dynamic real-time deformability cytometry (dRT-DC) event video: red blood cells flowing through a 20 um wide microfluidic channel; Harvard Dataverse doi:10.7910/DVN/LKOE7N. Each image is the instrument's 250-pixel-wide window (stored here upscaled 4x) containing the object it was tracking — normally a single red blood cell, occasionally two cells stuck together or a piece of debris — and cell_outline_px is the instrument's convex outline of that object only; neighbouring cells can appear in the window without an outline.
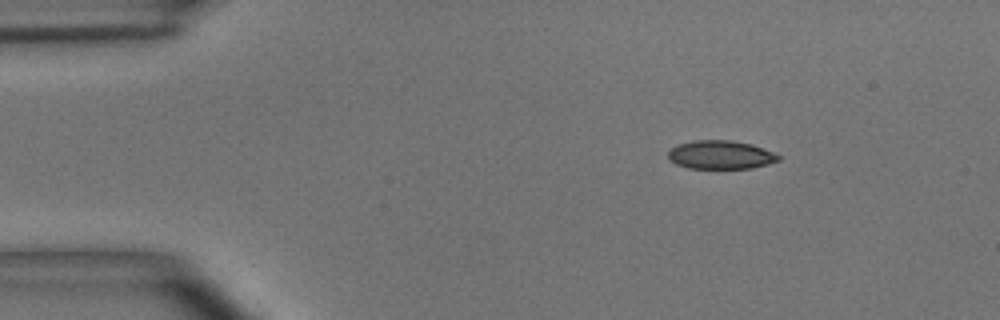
{"species": "common noctule bat (a hibernating species)", "species_latin": "Nyctalus noctula", "temperature_condition": "room temperature", "stored_images_in_passage": 13, "camera_frame_rate_fps": 3000, "um_per_image_px": 0.085, "animal": {"sex": "male", "body_mass_g": 15.6}, "frame": {"image": 1, "passage_image": 1, "time_ms": 0.0, "image_size_px": [1000, 320], "cell_outline_px": [[780, 160], [768, 164], [752, 168], [688, 168], [676, 164], [668, 160], [668, 152], [672, 148], [680, 144], [692, 140], [732, 140], [752, 144], [772, 152], [780, 156]], "centroid_in_image_um": [61.24, 13.16], "position_along_channel_um": 23.8, "area_um2": 18.32}}
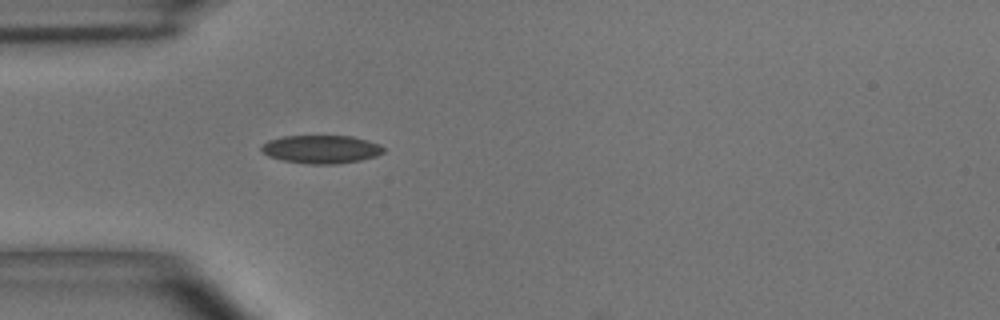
{"frame": {"image": 2, "passage_image": 9, "time_ms": 2.667, "image_size_px": [1000, 320], "cell_outline_px": [[384, 152], [376, 156], [360, 160], [336, 164], [308, 164], [284, 160], [268, 156], [260, 148], [260, 144], [268, 140], [284, 136], [352, 136], [380, 144], [384, 148]], "centroid_in_image_um": [27.29, 12.68], "position_along_channel_um": 57.7, "area_um2": 20.06}}
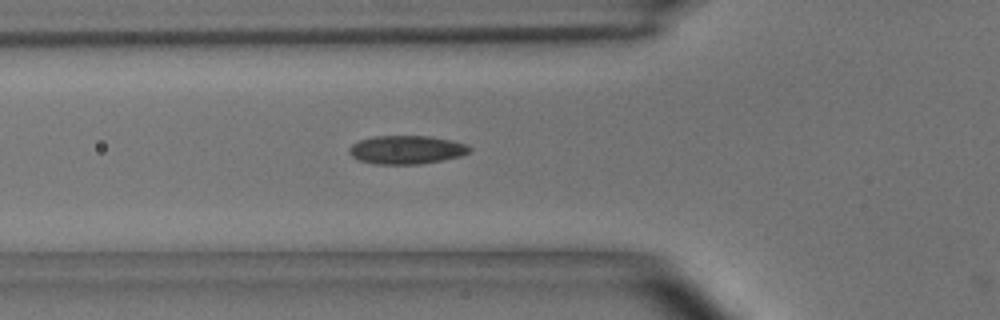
{"frame": {"image": 3, "passage_image": 12, "time_ms": 3.667, "image_size_px": [1000, 320], "cell_outline_px": [[472, 148], [468, 152], [460, 156], [420, 164], [376, 164], [356, 160], [348, 152], [348, 148], [352, 144], [360, 140], [376, 136], [432, 136], [464, 144]], "centroid_in_image_um": [34.49, 12.73], "position_along_channel_um": 91.3, "area_um2": 19.83}}